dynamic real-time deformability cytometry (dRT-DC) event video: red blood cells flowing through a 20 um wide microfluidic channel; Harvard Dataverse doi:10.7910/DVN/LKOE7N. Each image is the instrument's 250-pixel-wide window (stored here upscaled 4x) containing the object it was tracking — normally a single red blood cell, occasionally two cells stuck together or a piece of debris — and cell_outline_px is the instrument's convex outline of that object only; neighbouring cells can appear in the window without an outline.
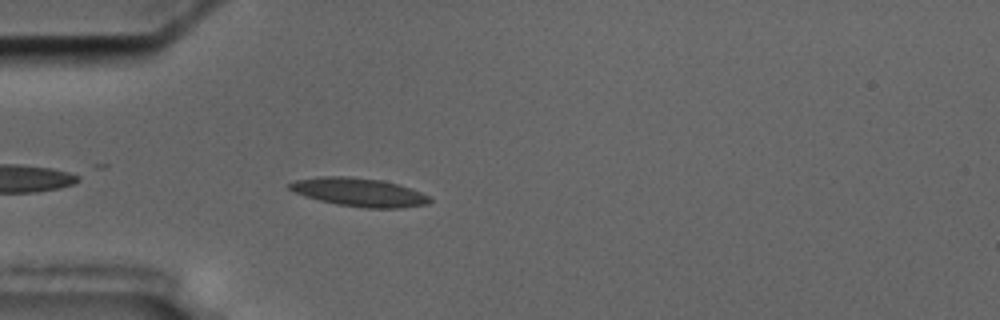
{"species": "common noctule bat (a hibernating species)", "species_latin": "Nyctalus noctula", "temperature_condition": "cold", "stored_images_in_passage": 36, "camera_frame_rate_fps": 3000, "um_per_image_px": 0.085, "animal": {"sex": "male", "body_mass_g": 17.5, "forearm_length_mm": 52.3}, "frame": {"image": 1, "passage_image": 3, "time_ms": 0.667, "image_size_px": [1000, 320], "cell_outline_px": [[432, 200], [428, 204], [400, 208], [364, 208], [336, 204], [304, 196], [288, 188], [288, 184], [296, 180], [320, 176], [348, 176], [380, 180], [396, 184], [420, 192], [428, 196]], "centroid_in_image_um": [30.5, 16.34], "position_along_channel_um": 54.5, "area_um2": 23.0}}
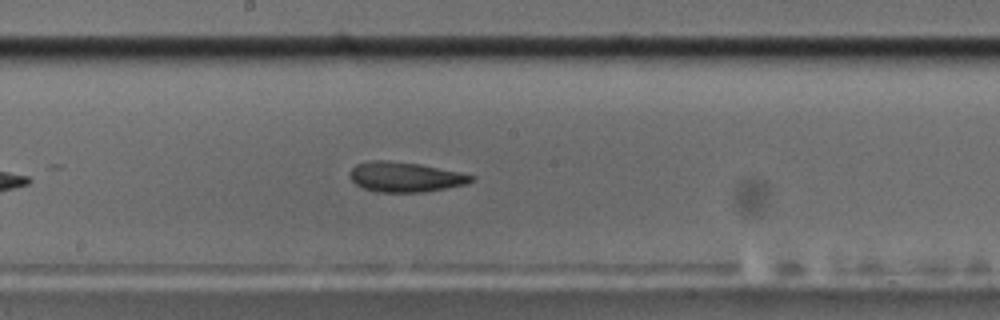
{"frame": {"image": 2, "passage_image": 17, "time_ms": 5.333, "image_size_px": [1000, 320], "cell_outline_px": [[476, 176], [468, 184], [424, 192], [376, 192], [364, 188], [356, 184], [348, 176], [348, 172], [356, 164], [368, 160], [388, 160], [420, 164], [460, 172]], "centroid_in_image_um": [34.42, 15.03], "position_along_channel_um": 213.8, "area_um2": 21.39}}
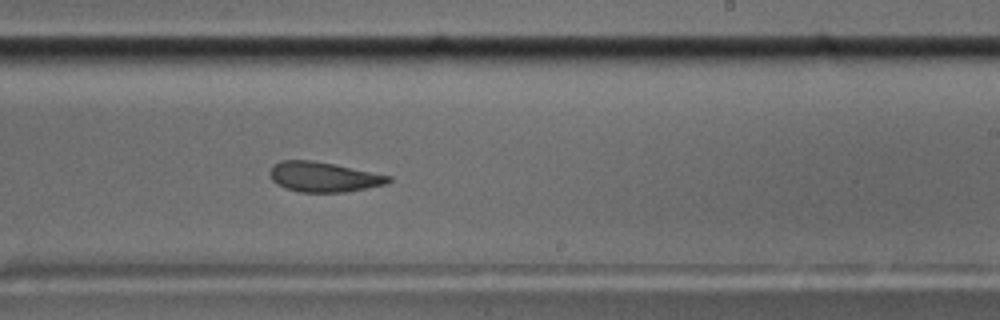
{"frame": {"image": 3, "passage_image": 21, "time_ms": 6.667, "image_size_px": [1000, 320], "cell_outline_px": [[392, 180], [388, 184], [368, 188], [344, 192], [300, 192], [284, 188], [276, 184], [272, 180], [268, 172], [272, 164], [280, 160], [312, 160], [336, 164], [392, 176]], "centroid_in_image_um": [27.49, 15.03], "position_along_channel_um": 261.5, "area_um2": 21.1}, "authors_computed_cell_mechanics": {"area_um2": 21.6172, "velocity_mm_per_s": 3.5858, "shape_relaxation_time_tau1_ms": null, "shape_relaxation_time_tau2_ms": 4.4866, "deformation_change_tau1": null, "deformation_change_tau2": 0.1144}}